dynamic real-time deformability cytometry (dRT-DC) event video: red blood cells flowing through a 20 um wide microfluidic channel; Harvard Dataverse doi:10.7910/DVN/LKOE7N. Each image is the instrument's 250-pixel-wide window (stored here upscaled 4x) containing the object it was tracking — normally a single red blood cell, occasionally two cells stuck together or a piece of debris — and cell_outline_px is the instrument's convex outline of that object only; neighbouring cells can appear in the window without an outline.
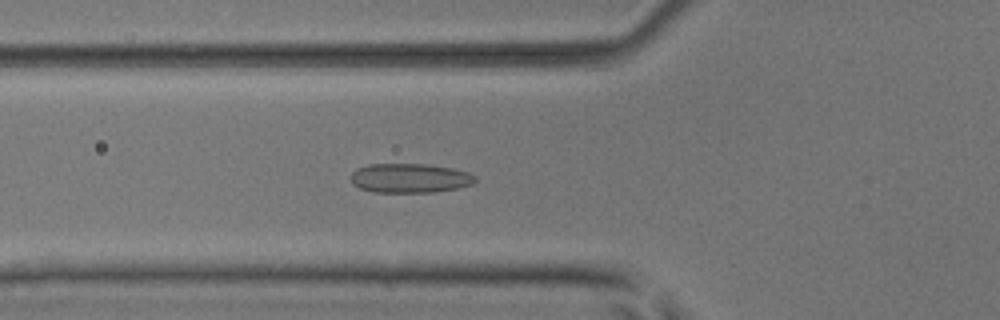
{"species": "common noctule bat (a hibernating species)", "species_latin": "Nyctalus noctula", "temperature_condition": "room temperature", "stored_images_in_passage": 51, "camera_frame_rate_fps": 3000, "um_per_image_px": 0.085, "animal": {"sex": "male", "body_mass_g": 17.9, "forearm_length_mm": 54.2}, "frame": {"image": 1, "passage_image": 19, "time_ms": 6.0, "image_size_px": [1000, 320], "cell_outline_px": [[476, 180], [472, 184], [456, 188], [436, 192], [372, 192], [360, 188], [352, 184], [352, 172], [356, 168], [368, 164], [424, 164], [452, 168], [468, 172], [476, 176]], "centroid_in_image_um": [34.82, 15.14], "position_along_channel_um": 91.0, "area_um2": 21.27}}
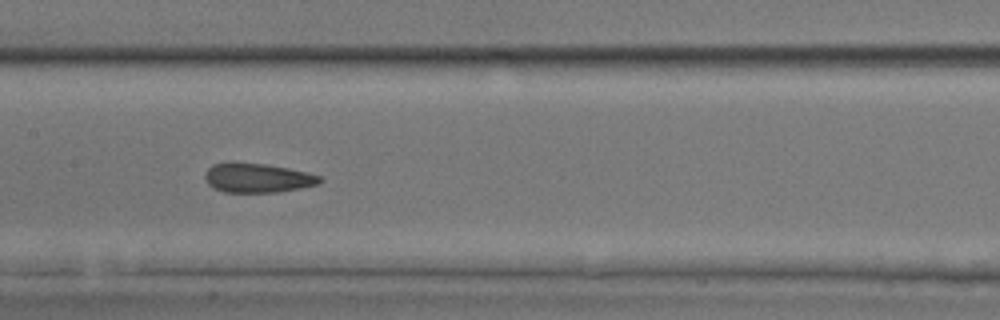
{"frame": {"image": 2, "passage_image": 26, "time_ms": 8.333, "image_size_px": [1000, 320], "cell_outline_px": [[324, 180], [320, 184], [300, 188], [276, 192], [224, 192], [212, 188], [208, 184], [204, 176], [204, 172], [212, 164], [228, 160], [232, 160], [264, 164], [288, 168], [320, 176]], "centroid_in_image_um": [21.81, 15.1], "position_along_channel_um": 185.6, "area_um2": 20.06}}
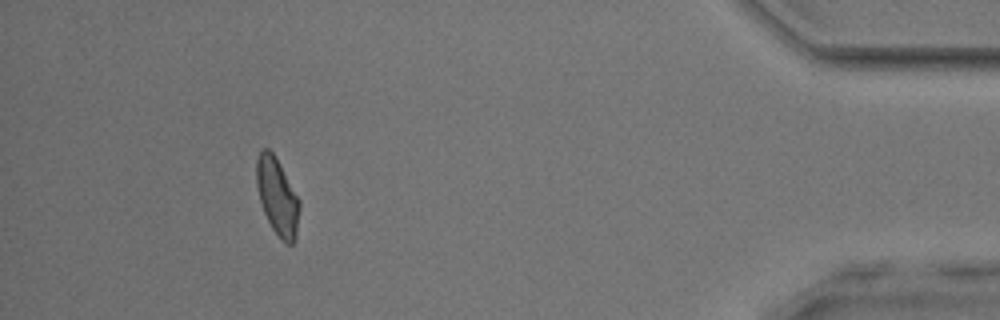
{"frame": {"image": 3, "passage_image": 47, "time_ms": 15.333, "image_size_px": [1000, 320], "cell_outline_px": [[300, 208], [296, 236], [292, 244], [284, 244], [280, 240], [272, 228], [264, 212], [260, 200], [256, 184], [256, 160], [260, 152], [264, 148], [268, 148], [276, 156], [300, 200]], "centroid_in_image_um": [23.58, 16.71], "position_along_channel_um": 411.6, "area_um2": 19.42}, "authors_computed_cell_mechanics": {"area_um2": 19.9988, "velocity_mm_per_s": 4.0502, "shape_relaxation_time_tau1_ms": null, "shape_relaxation_time_tau2_ms": 2.2141, "deformation_change_tau1": null, "deformation_change_tau2": 0.1042}}